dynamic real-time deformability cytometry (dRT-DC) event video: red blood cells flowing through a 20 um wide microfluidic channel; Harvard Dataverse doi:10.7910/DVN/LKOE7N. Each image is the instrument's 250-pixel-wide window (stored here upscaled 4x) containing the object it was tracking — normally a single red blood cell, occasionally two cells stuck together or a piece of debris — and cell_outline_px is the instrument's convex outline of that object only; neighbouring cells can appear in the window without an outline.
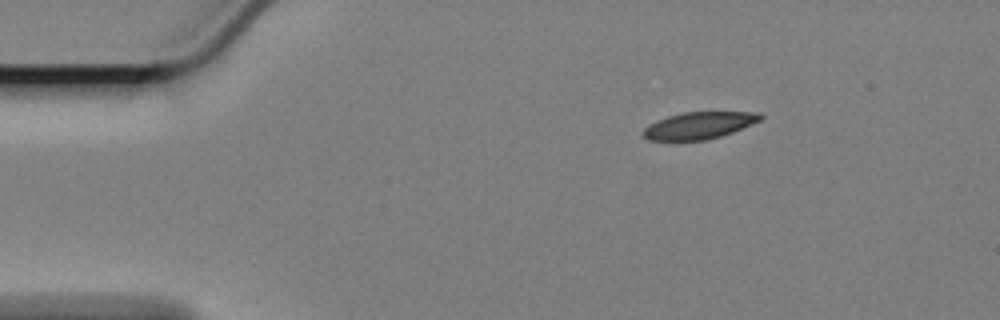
{"species": "Egyptian fruit bat (a non-hibernating species)", "species_latin": "Rousettus aegyptiacus", "temperature_condition": "cold", "stored_images_in_passage": 51, "camera_frame_rate_fps": 3000, "um_per_image_px": 0.085, "animal": {"sex": "female"}, "frame": {"image": 1, "passage_image": 1, "time_ms": 0.0, "image_size_px": [1000, 320], "cell_outline_px": [[764, 116], [760, 120], [732, 132], [708, 140], [648, 140], [640, 136], [640, 132], [648, 124], [656, 120], [668, 116], [684, 112], [760, 112]], "centroid_in_image_um": [59.35, 10.66], "position_along_channel_um": 25.6, "area_um2": 18.5}}
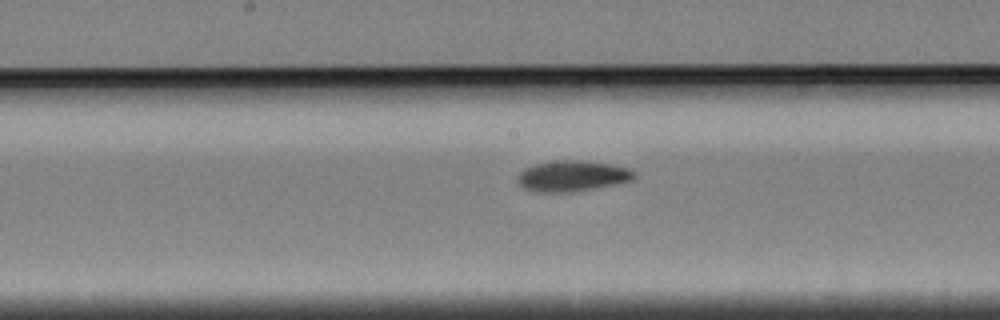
{"frame": {"image": 2, "passage_image": 22, "time_ms": 7.0, "image_size_px": [1000, 320], "cell_outline_px": [[636, 176], [632, 180], [616, 184], [572, 192], [540, 192], [524, 188], [516, 180], [520, 172], [524, 168], [536, 164], [556, 160], [580, 160], [612, 164], [628, 168], [636, 172]], "centroid_in_image_um": [48.66, 14.95], "position_along_channel_um": 199.5, "area_um2": 20.92}}
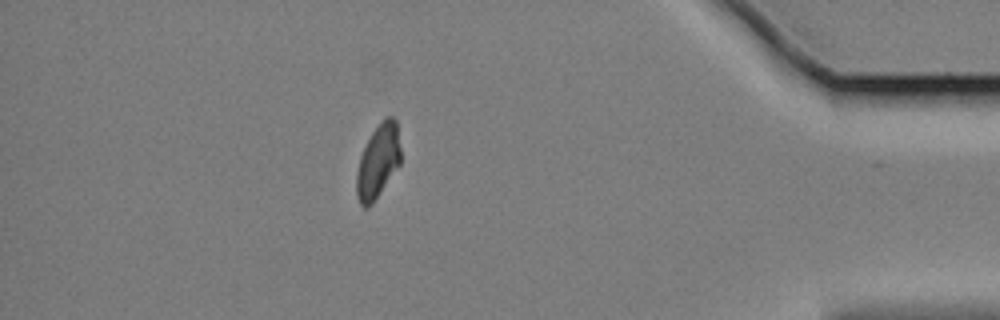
{"frame": {"image": 3, "passage_image": 44, "time_ms": 14.333, "image_size_px": [1000, 320], "cell_outline_px": [[400, 164], [372, 204], [368, 208], [364, 208], [360, 204], [356, 196], [356, 172], [360, 156], [372, 132], [384, 116], [392, 116], [396, 120], [400, 148]], "centroid_in_image_um": [32.12, 13.72], "position_along_channel_um": 403.1, "area_um2": 18.96}, "authors_computed_cell_mechanics": {"area_um2": 19.9988, "velocity_mm_per_s": 3.3576, "shape_relaxation_time_tau1_ms": 8.9477, "shape_relaxation_time_tau2_ms": 7.4804, "deformation_change_tau1": 0.1646, "deformation_change_tau2": 0.0988}}